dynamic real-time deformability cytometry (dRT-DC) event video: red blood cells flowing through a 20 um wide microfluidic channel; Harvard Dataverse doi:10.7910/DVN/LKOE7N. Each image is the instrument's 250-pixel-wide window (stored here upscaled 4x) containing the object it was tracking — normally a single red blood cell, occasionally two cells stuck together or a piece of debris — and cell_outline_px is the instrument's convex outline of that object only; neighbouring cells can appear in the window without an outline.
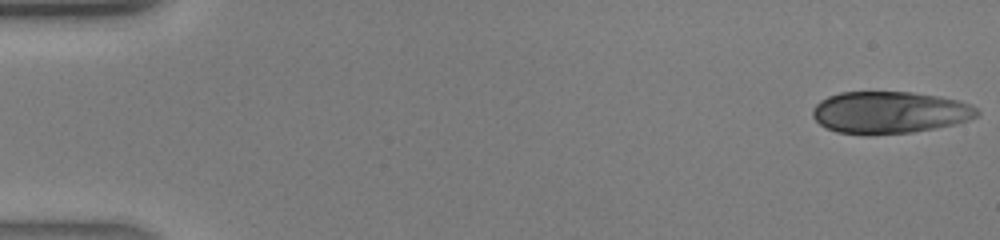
{"species": "human", "species_latin": "Homo sapiens", "temperature_condition": "warm", "stored_images_in_passage": 41, "camera_frame_rate_fps": 3000, "um_per_image_px": 0.085, "donor": {"sex": "male"}, "frame": {"image": 1, "passage_image": 1, "time_ms": 0.0, "image_size_px": [1000, 240], "cell_outline_px": [[980, 116], [956, 124], [936, 128], [912, 132], [836, 132], [820, 124], [812, 116], [812, 108], [820, 100], [828, 96], [840, 92], [912, 92], [940, 96], [960, 100], [972, 104], [980, 112]], "centroid_in_image_um": [75.68, 9.51], "position_along_channel_um": 9.3, "area_um2": 39.82}}
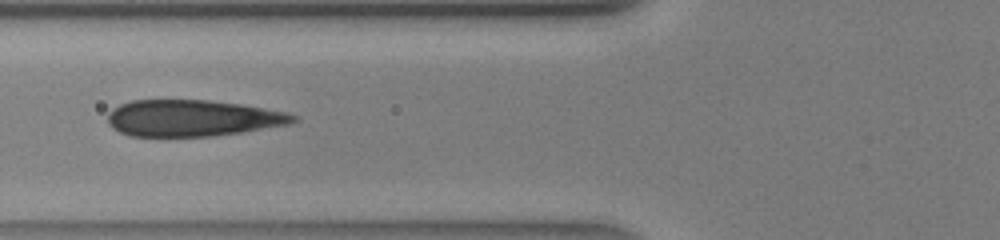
{"frame": {"image": 2, "passage_image": 16, "time_ms": 5.0, "image_size_px": [1000, 240], "cell_outline_px": [[300, 120], [292, 124], [244, 132], [216, 136], [128, 136], [112, 128], [108, 124], [108, 112], [112, 108], [120, 104], [132, 100], [208, 100], [240, 104], [288, 112], [300, 116]], "centroid_in_image_um": [16.41, 10.04], "position_along_channel_um": 109.4, "area_um2": 39.94}}
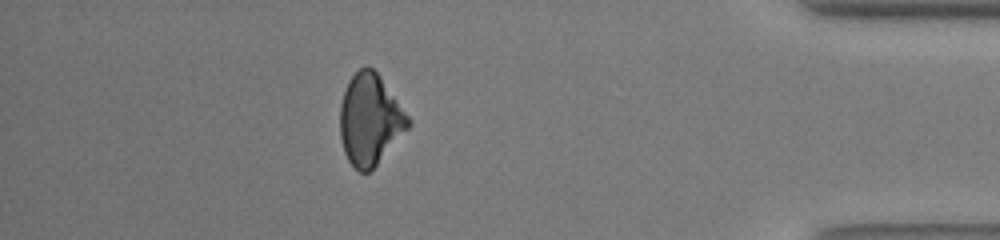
{"frame": {"image": 3, "passage_image": 36, "time_ms": 11.667, "image_size_px": [1000, 240], "cell_outline_px": [[412, 124], [376, 164], [368, 172], [360, 172], [348, 160], [344, 152], [340, 136], [340, 104], [348, 80], [364, 64], [372, 68], [380, 76], [412, 120]], "centroid_in_image_um": [31.44, 10.14], "position_along_channel_um": 403.8, "area_um2": 35.89}}